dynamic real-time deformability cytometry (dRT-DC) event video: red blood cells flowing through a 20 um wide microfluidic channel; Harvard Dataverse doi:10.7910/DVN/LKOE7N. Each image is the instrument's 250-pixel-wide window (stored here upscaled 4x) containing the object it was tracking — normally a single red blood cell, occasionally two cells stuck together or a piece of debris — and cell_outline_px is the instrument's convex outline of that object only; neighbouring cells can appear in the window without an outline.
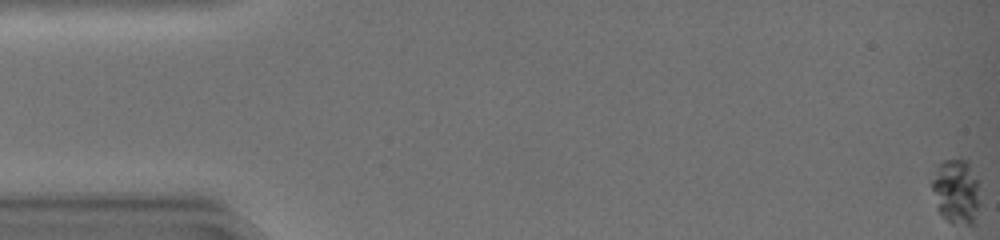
{"species": "common noctule bat (a hibernating species)", "species_latin": "Nyctalus noctula", "temperature_condition": "warm", "stored_images_in_passage": 47, "camera_frame_rate_fps": 3000, "um_per_image_px": 0.085, "animal": {"sex": "female", "body_mass_g": 19.0, "forearm_length_mm": 51.5}, "frame": {"image": 1, "passage_image": 1, "time_ms": 0.0, "image_size_px": [1000, 240], "cell_outline_px": [[980, 204], [972, 224], [952, 224], [936, 208], [932, 188], [932, 180], [940, 164], [944, 160], [968, 160], [976, 180]], "centroid_in_image_um": [81.27, 16.3], "position_along_channel_um": 3.7, "area_um2": 17.69}}
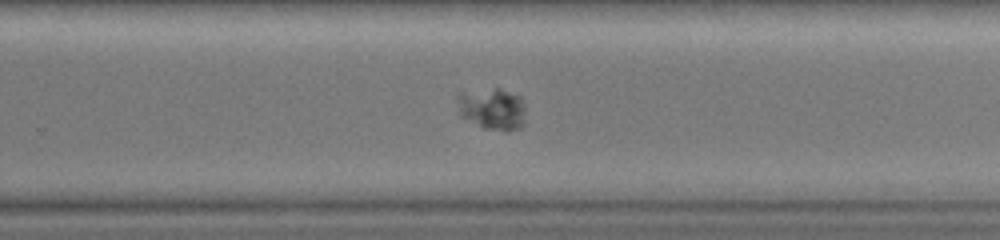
{"frame": {"image": 2, "passage_image": 32, "time_ms": 10.333, "image_size_px": [1000, 240], "cell_outline_px": [[524, 124], [520, 128], [508, 132], [484, 128], [460, 116], [456, 100], [456, 96], [460, 92], [496, 88], [500, 88], [520, 96], [524, 104]], "centroid_in_image_um": [41.84, 9.26], "position_along_channel_um": 288.0, "area_um2": 16.88}}
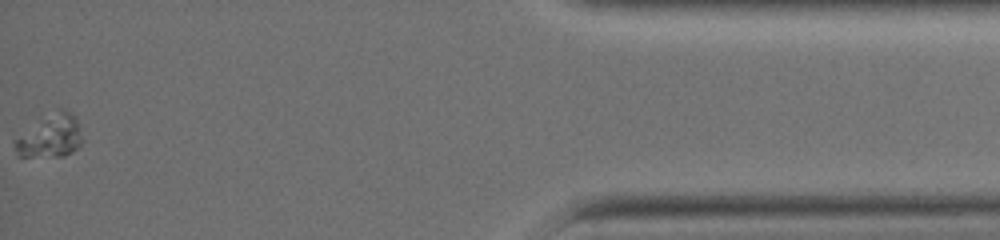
{"frame": {"image": 3, "passage_image": 47, "time_ms": 15.333, "image_size_px": [1000, 240], "cell_outline_px": [[80, 144], [72, 152], [64, 156], [20, 156], [16, 152], [12, 140], [12, 136], [56, 108], [64, 108], [72, 112], [76, 116], [80, 136]], "centroid_in_image_um": [4.18, 11.52], "position_along_channel_um": 431.0, "area_um2": 17.4}}